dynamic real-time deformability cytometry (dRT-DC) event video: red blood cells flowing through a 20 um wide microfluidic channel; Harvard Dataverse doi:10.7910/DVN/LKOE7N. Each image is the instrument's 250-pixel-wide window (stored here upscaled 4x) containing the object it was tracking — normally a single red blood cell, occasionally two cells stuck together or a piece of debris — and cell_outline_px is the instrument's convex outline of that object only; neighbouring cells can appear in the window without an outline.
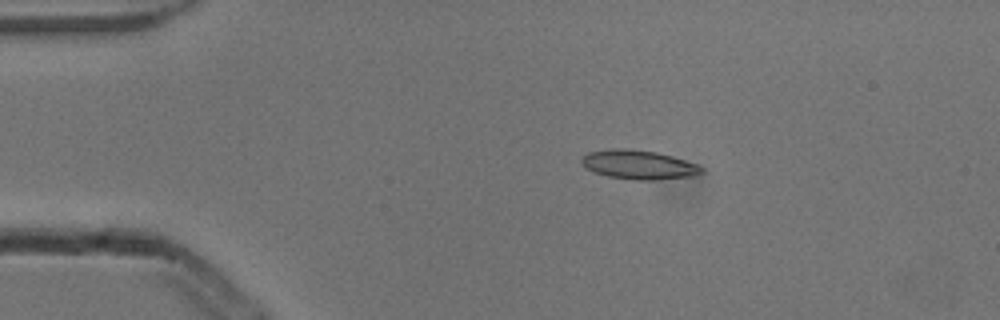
{"species": "common noctule bat (a hibernating species)", "species_latin": "Nyctalus noctula", "temperature_condition": "cold", "stored_images_in_passage": 3, "camera_frame_rate_fps": 3000, "um_per_image_px": 0.085, "animal": {"sex": "male", "body_mass_g": 13.3}, "frame": {"image": 1, "passage_image": 2, "time_ms": 0.333, "image_size_px": [1000, 320], "cell_outline_px": [[704, 172], [696, 176], [656, 180], [632, 180], [608, 176], [584, 168], [580, 160], [588, 152], [612, 148], [624, 148], [656, 152], [672, 156], [696, 164], [704, 168]], "centroid_in_image_um": [54.3, 14.01], "position_along_channel_um": 30.7, "area_um2": 20.46}}